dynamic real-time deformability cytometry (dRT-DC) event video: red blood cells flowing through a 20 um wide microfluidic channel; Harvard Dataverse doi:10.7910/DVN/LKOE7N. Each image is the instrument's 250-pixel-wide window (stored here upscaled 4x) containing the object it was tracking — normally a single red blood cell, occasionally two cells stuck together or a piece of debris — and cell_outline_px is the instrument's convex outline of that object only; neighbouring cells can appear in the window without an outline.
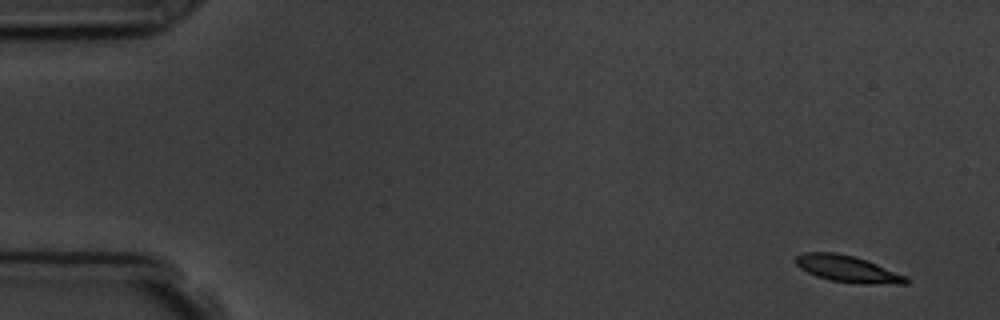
{"species": "common noctule bat (a hibernating species)", "species_latin": "Nyctalus noctula", "temperature_condition": "room temperature", "stored_images_in_passage": 6, "camera_frame_rate_fps": 3000, "um_per_image_px": 0.085, "animal": {"sex": "male", "body_mass_g": 19.5, "forearm_length_mm": 54.6}, "frame": {"image": 1, "passage_image": 1, "time_ms": 0.0, "image_size_px": [1000, 320], "cell_outline_px": [[908, 284], [860, 284], [832, 280], [816, 276], [800, 268], [796, 264], [796, 256], [804, 252], [836, 252], [856, 256], [876, 264], [904, 276], [908, 280]], "centroid_in_image_um": [72.01, 22.85], "position_along_channel_um": 13.0, "area_um2": 16.94}}